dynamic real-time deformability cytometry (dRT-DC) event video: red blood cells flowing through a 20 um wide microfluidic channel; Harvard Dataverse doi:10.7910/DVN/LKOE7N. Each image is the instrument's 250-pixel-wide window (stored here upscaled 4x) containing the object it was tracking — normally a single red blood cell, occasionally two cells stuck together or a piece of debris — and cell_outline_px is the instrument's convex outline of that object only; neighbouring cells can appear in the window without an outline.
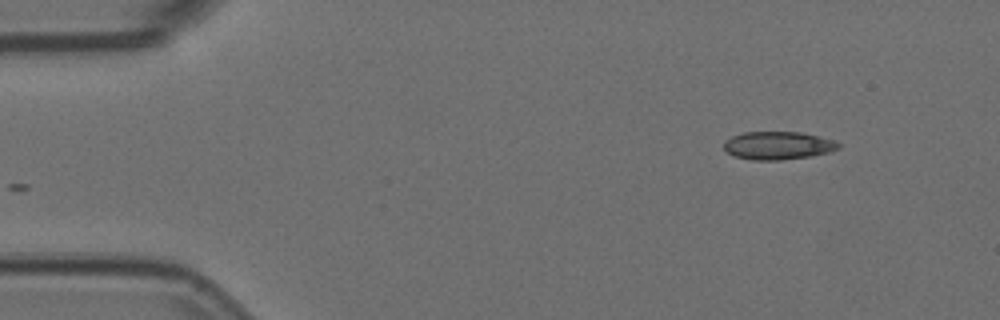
{"species": "Egyptian fruit bat (a non-hibernating species)", "species_latin": "Rousettus aegyptiacus", "temperature_condition": "room temperature", "stored_images_in_passage": 49, "camera_frame_rate_fps": 3000, "um_per_image_px": 0.085, "animal": {"sex": "female"}, "frame": {"image": 1, "passage_image": 1, "time_ms": 0.0, "image_size_px": [1000, 320], "cell_outline_px": [[840, 148], [828, 152], [808, 156], [780, 160], [752, 160], [736, 156], [728, 152], [724, 148], [724, 140], [732, 136], [744, 132], [800, 132], [836, 140], [840, 144]], "centroid_in_image_um": [66.13, 12.36], "position_along_channel_um": 18.9, "area_um2": 18.61}}
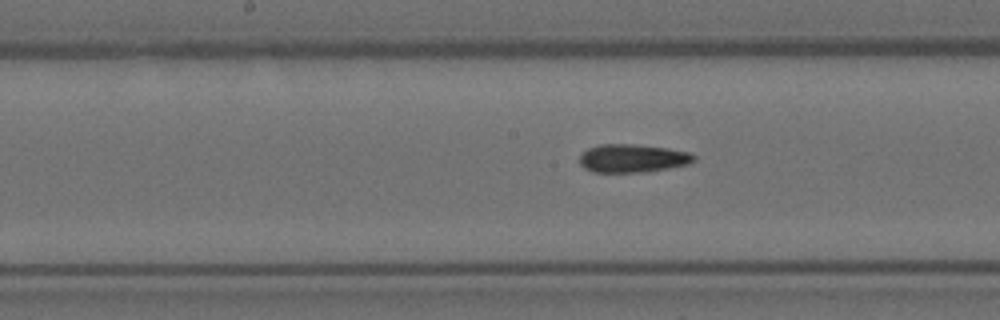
{"frame": {"image": 2, "passage_image": 22, "time_ms": 7.0, "image_size_px": [1000, 320], "cell_outline_px": [[696, 160], [688, 164], [648, 172], [592, 172], [584, 168], [580, 164], [580, 156], [588, 148], [600, 144], [636, 144], [668, 148], [692, 152], [696, 156]], "centroid_in_image_um": [53.81, 13.45], "position_along_channel_um": 194.4, "area_um2": 19.02}}
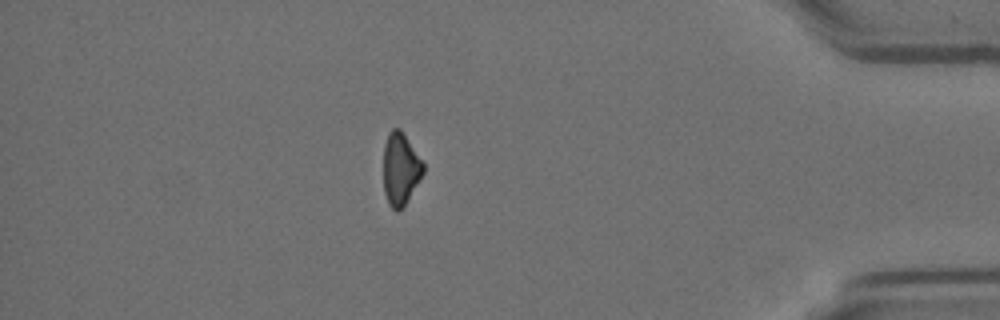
{"frame": {"image": 3, "passage_image": 42, "time_ms": 13.667, "image_size_px": [1000, 320], "cell_outline_px": [[424, 172], [404, 204], [396, 212], [388, 204], [384, 192], [384, 144], [388, 132], [392, 128], [400, 128], [424, 164]], "centroid_in_image_um": [34.02, 14.33], "position_along_channel_um": 401.2, "area_um2": 16.47}, "authors_computed_cell_mechanics": {"area_um2": 18.785, "velocity_mm_per_s": 3.7328, "shape_relaxation_time_tau1_ms": null, "shape_relaxation_time_tau2_ms": 3.7115, "deformation_change_tau1": null, "deformation_change_tau2": 0.0923}}